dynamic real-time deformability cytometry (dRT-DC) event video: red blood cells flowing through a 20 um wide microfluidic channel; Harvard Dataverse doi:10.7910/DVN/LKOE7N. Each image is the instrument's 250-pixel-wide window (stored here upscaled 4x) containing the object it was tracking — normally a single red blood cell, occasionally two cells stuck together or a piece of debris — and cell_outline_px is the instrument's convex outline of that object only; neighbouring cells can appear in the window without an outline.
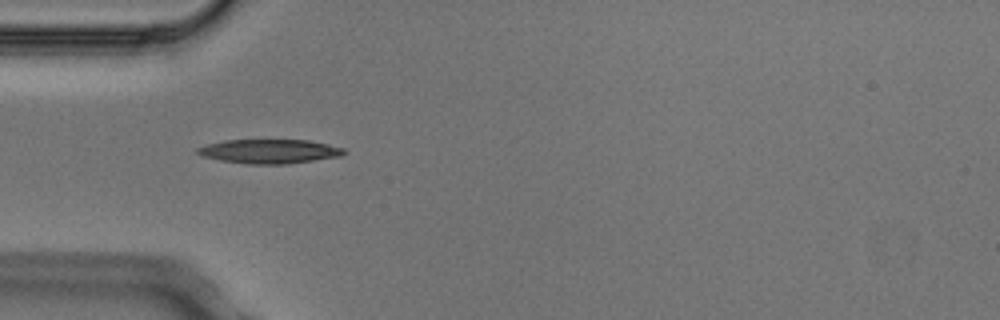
{"species": "Egyptian fruit bat (a non-hibernating species)", "species_latin": "Rousettus aegyptiacus", "temperature_condition": "cold", "stored_images_in_passage": 6, "camera_frame_rate_fps": 3000, "um_per_image_px": 0.085, "animal": {"sex": "male"}, "frame": {"image": 1, "passage_image": 5, "time_ms": 1.333, "image_size_px": [1000, 320], "cell_outline_px": [[348, 152], [340, 156], [288, 164], [248, 164], [220, 160], [200, 156], [196, 152], [196, 148], [208, 144], [224, 140], [308, 140], [328, 144], [344, 148]], "centroid_in_image_um": [22.89, 12.86], "position_along_channel_um": 62.1, "area_um2": 20.69}}